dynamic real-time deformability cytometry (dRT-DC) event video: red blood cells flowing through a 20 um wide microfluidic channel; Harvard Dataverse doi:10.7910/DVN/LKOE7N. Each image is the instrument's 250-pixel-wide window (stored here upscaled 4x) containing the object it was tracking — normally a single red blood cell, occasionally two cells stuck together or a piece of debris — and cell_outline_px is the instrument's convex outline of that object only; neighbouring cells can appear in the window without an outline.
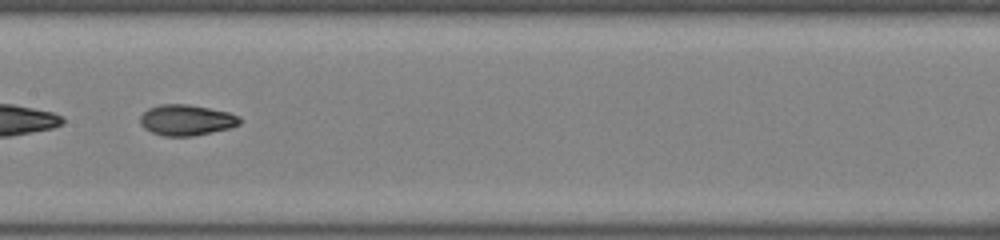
{"species": "common noctule bat (a hibernating species)", "species_latin": "Nyctalus noctula", "temperature_condition": "room temperature", "stored_images_in_passage": 32, "camera_frame_rate_fps": 3000, "um_per_image_px": 0.085, "animal": {"sex": "female", "body_mass_g": 22.0, "forearm_length_mm": 56.7}, "frame": {"image": 1, "passage_image": 13, "time_ms": 4.0, "image_size_px": [1000, 240], "cell_outline_px": [[236, 120], [232, 124], [220, 128], [200, 132], [160, 132], [160, 108], [200, 108], [220, 112], [232, 116]], "centroid_in_image_um": [16.37, 10.2], "position_along_channel_um": 191.0, "area_um2": 10.98}}
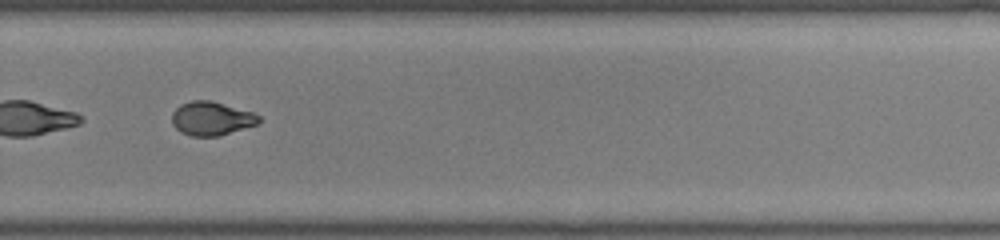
{"frame": {"image": 2, "passage_image": 22, "time_ms": 7.0, "image_size_px": [1000, 240], "cell_outline_px": [[256, 120], [252, 124], [224, 132], [188, 132], [188, 104], [216, 104], [240, 112]], "centroid_in_image_um": [18.31, 10.09], "position_along_channel_um": 311.5, "area_um2": 10.58}}